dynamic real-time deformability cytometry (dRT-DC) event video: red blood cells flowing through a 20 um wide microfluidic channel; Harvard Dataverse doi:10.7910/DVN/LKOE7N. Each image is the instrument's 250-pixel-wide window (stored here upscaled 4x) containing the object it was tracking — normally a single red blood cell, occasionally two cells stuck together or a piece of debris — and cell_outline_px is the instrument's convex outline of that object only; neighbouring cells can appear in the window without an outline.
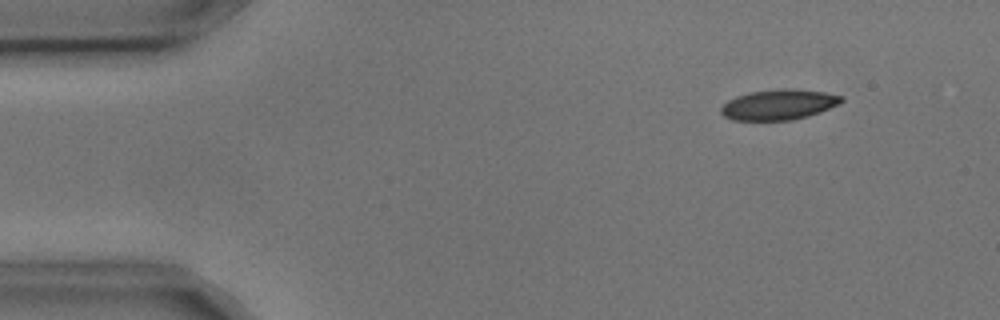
{"species": "common noctule bat (a hibernating species)", "species_latin": "Nyctalus noctula", "temperature_condition": "cold", "stored_images_in_passage": 4, "camera_frame_rate_fps": 3000, "um_per_image_px": 0.085, "animal": {"sex": "male", "body_mass_g": 17.9, "forearm_length_mm": 54.2}, "frame": {"image": 1, "passage_image": 1, "time_ms": 0.0, "image_size_px": [1000, 320], "cell_outline_px": [[844, 100], [840, 104], [820, 112], [808, 116], [792, 120], [732, 120], [724, 116], [720, 112], [720, 108], [728, 100], [736, 96], [752, 92], [784, 88], [792, 88], [824, 92], [844, 96]], "centroid_in_image_um": [66.22, 8.89], "position_along_channel_um": 18.8, "area_um2": 21.39}}